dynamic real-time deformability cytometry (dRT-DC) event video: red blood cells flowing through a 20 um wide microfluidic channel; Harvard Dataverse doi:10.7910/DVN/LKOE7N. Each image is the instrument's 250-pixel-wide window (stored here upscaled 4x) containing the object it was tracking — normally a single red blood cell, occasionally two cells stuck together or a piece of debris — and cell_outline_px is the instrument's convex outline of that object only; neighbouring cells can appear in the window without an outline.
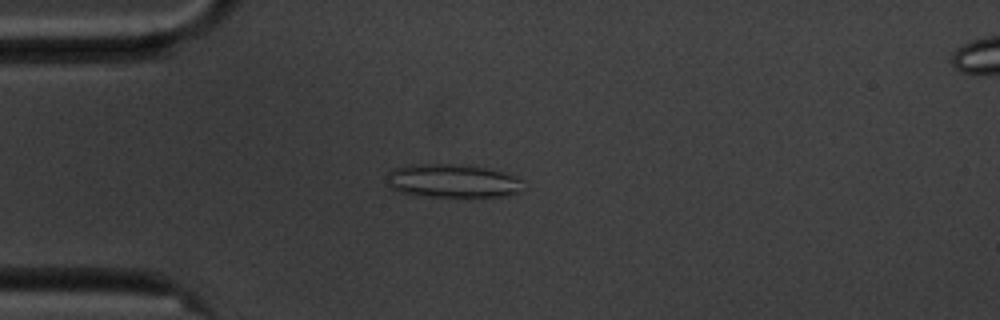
{"species": "common noctule bat (a hibernating species)", "species_latin": "Nyctalus noctula", "temperature_condition": "cold", "stored_images_in_passage": 55, "camera_frame_rate_fps": 3000, "um_per_image_px": 0.085, "animal": {"sex": "male", "body_mass_g": 20.1, "forearm_length_mm": 53.5}, "frame": {"image": 1, "passage_image": 13, "time_ms": 4.0, "image_size_px": [1000, 320], "cell_outline_px": [[520, 180], [516, 192], [504, 196], [420, 196], [400, 192], [388, 188], [388, 172], [392, 168], [408, 164], [464, 164], [504, 172]], "centroid_in_image_um": [38.32, 15.36], "position_along_channel_um": 46.7, "area_um2": 26.3}}
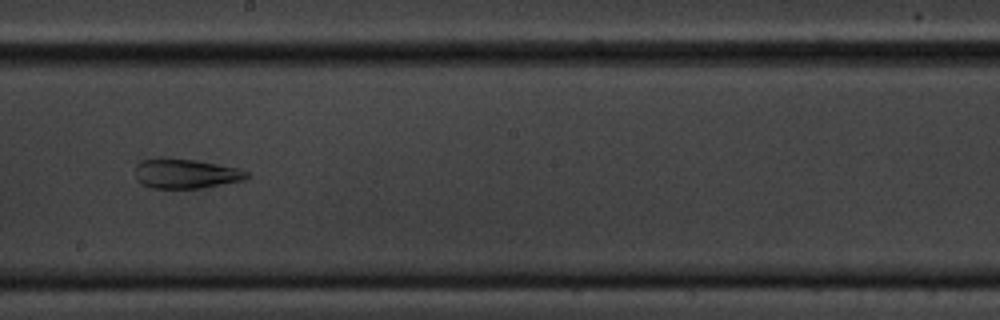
{"frame": {"image": 2, "passage_image": 30, "time_ms": 9.667, "image_size_px": [1000, 320], "cell_outline_px": [[252, 176], [244, 180], [200, 188], [152, 188], [136, 180], [136, 164], [140, 160], [164, 156], [192, 160], [216, 164], [236, 168], [248, 172]], "centroid_in_image_um": [15.75, 14.74], "position_along_channel_um": 232.4, "area_um2": 19.36}}
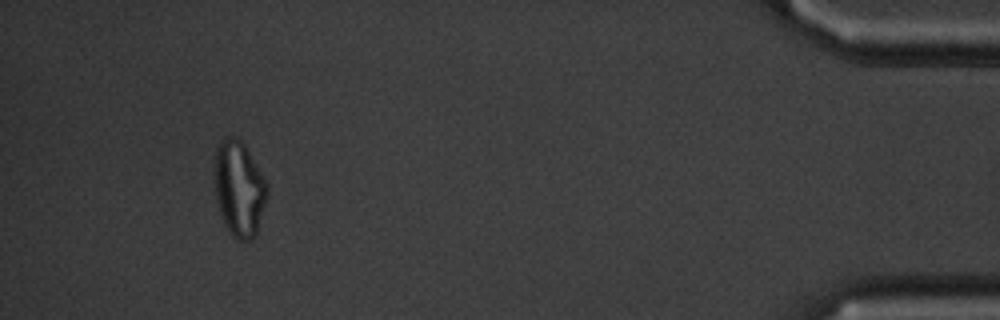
{"frame": {"image": 3, "passage_image": 51, "time_ms": 16.667, "image_size_px": [1000, 320], "cell_outline_px": [[268, 192], [256, 236], [248, 240], [236, 240], [228, 232], [224, 224], [216, 200], [216, 148], [220, 140], [228, 136], [236, 136], [244, 144], [268, 184]], "centroid_in_image_um": [20.34, 16.06], "position_along_channel_um": 414.9, "area_um2": 29.07}, "authors_computed_cell_mechanics": {"area_um2": 26.7036, "velocity_mm_per_s": 3.5481, "shape_relaxation_time_tau1_ms": null, "shape_relaxation_time_tau2_ms": 3.7882, "deformation_change_tau1": null, "deformation_change_tau2": 0.1306}}